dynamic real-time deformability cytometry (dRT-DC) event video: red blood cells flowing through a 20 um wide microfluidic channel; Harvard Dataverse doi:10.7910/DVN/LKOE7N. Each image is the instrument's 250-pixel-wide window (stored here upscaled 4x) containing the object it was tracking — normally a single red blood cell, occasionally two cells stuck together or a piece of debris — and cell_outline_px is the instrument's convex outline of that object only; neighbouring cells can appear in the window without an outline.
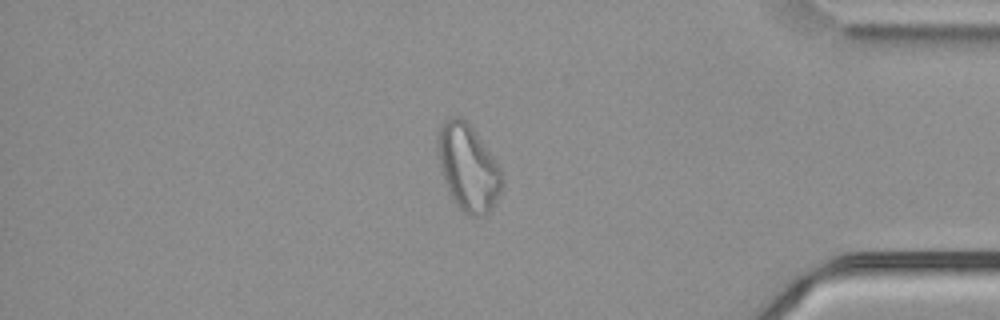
{"species": "common noctule bat (a hibernating species)", "species_latin": "Nyctalus noctula", "temperature_condition": "cold", "stored_images_in_passage": 55, "camera_frame_rate_fps": 3000, "um_per_image_px": 0.085, "animal": {"sex": "male", "body_mass_g": 21.5, "forearm_length_mm": 52.0}, "frame": {"image": 1, "passage_image": 47, "time_ms": 15.333, "image_size_px": [1000, 320], "cell_outline_px": [[504, 172], [500, 192], [492, 208], [488, 212], [480, 216], [468, 216], [452, 200], [448, 192], [440, 168], [436, 152], [436, 136], [440, 124], [444, 120], [452, 116], [460, 116], [472, 128]], "centroid_in_image_um": [39.75, 14.23], "position_along_channel_um": 395.5, "area_um2": 32.66}}